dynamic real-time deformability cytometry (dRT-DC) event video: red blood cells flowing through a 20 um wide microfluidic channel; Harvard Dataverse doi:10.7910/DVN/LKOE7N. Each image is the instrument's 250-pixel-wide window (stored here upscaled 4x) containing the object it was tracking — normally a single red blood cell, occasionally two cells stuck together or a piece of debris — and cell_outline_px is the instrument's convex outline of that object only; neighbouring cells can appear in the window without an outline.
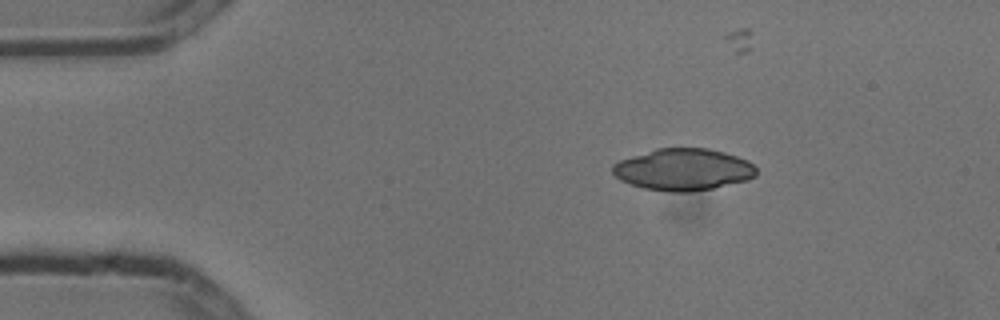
{"species": "common noctule bat (a hibernating species)", "species_latin": "Nyctalus noctula", "temperature_condition": "cold", "stored_images_in_passage": 3, "camera_frame_rate_fps": 3000, "um_per_image_px": 0.085, "animal": {"sex": "male", "body_mass_g": 13.3}, "frame": {"image": 1, "passage_image": 1, "time_ms": 0.0, "image_size_px": [1000, 320], "cell_outline_px": [[756, 176], [748, 180], [712, 188], [688, 192], [668, 192], [644, 188], [620, 180], [612, 172], [612, 164], [620, 160], [656, 148], [708, 148], [724, 152], [748, 160], [756, 168]], "centroid_in_image_um": [58.08, 14.41], "position_along_channel_um": 26.9, "area_um2": 34.97}}